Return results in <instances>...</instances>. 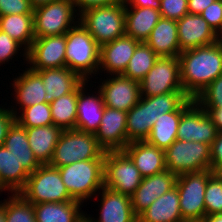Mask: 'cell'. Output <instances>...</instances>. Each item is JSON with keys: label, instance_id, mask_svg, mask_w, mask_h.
<instances>
[{"label": "cell", "instance_id": "1", "mask_svg": "<svg viewBox=\"0 0 222 222\" xmlns=\"http://www.w3.org/2000/svg\"><path fill=\"white\" fill-rule=\"evenodd\" d=\"M178 58L183 91L195 99L222 74V38L214 44L183 51Z\"/></svg>", "mask_w": 222, "mask_h": 222}, {"label": "cell", "instance_id": "2", "mask_svg": "<svg viewBox=\"0 0 222 222\" xmlns=\"http://www.w3.org/2000/svg\"><path fill=\"white\" fill-rule=\"evenodd\" d=\"M188 98L189 96L184 91L140 97L139 102L127 112L128 143L145 141L157 119L162 114L176 111Z\"/></svg>", "mask_w": 222, "mask_h": 222}, {"label": "cell", "instance_id": "3", "mask_svg": "<svg viewBox=\"0 0 222 222\" xmlns=\"http://www.w3.org/2000/svg\"><path fill=\"white\" fill-rule=\"evenodd\" d=\"M58 170L71 198L82 204L104 187V159L78 161Z\"/></svg>", "mask_w": 222, "mask_h": 222}, {"label": "cell", "instance_id": "4", "mask_svg": "<svg viewBox=\"0 0 222 222\" xmlns=\"http://www.w3.org/2000/svg\"><path fill=\"white\" fill-rule=\"evenodd\" d=\"M65 57L66 67L84 80L98 76L100 45L80 22L66 33Z\"/></svg>", "mask_w": 222, "mask_h": 222}, {"label": "cell", "instance_id": "5", "mask_svg": "<svg viewBox=\"0 0 222 222\" xmlns=\"http://www.w3.org/2000/svg\"><path fill=\"white\" fill-rule=\"evenodd\" d=\"M105 153L94 133L63 130L49 165L58 168L83 160L104 159Z\"/></svg>", "mask_w": 222, "mask_h": 222}, {"label": "cell", "instance_id": "6", "mask_svg": "<svg viewBox=\"0 0 222 222\" xmlns=\"http://www.w3.org/2000/svg\"><path fill=\"white\" fill-rule=\"evenodd\" d=\"M79 22L100 46L114 41L125 35V1L85 10Z\"/></svg>", "mask_w": 222, "mask_h": 222}, {"label": "cell", "instance_id": "7", "mask_svg": "<svg viewBox=\"0 0 222 222\" xmlns=\"http://www.w3.org/2000/svg\"><path fill=\"white\" fill-rule=\"evenodd\" d=\"M18 193L32 204L75 201L65 187L58 168L49 164L40 165L30 173Z\"/></svg>", "mask_w": 222, "mask_h": 222}, {"label": "cell", "instance_id": "8", "mask_svg": "<svg viewBox=\"0 0 222 222\" xmlns=\"http://www.w3.org/2000/svg\"><path fill=\"white\" fill-rule=\"evenodd\" d=\"M78 22L79 15L73 0L51 2L33 11L35 38L64 35Z\"/></svg>", "mask_w": 222, "mask_h": 222}, {"label": "cell", "instance_id": "9", "mask_svg": "<svg viewBox=\"0 0 222 222\" xmlns=\"http://www.w3.org/2000/svg\"><path fill=\"white\" fill-rule=\"evenodd\" d=\"M166 169L176 176L211 170V146L207 143L176 139L165 150Z\"/></svg>", "mask_w": 222, "mask_h": 222}, {"label": "cell", "instance_id": "10", "mask_svg": "<svg viewBox=\"0 0 222 222\" xmlns=\"http://www.w3.org/2000/svg\"><path fill=\"white\" fill-rule=\"evenodd\" d=\"M142 179L140 171L124 151L104 154V187L131 196Z\"/></svg>", "mask_w": 222, "mask_h": 222}, {"label": "cell", "instance_id": "11", "mask_svg": "<svg viewBox=\"0 0 222 222\" xmlns=\"http://www.w3.org/2000/svg\"><path fill=\"white\" fill-rule=\"evenodd\" d=\"M212 174L211 170H203L177 176L175 185L183 221L201 220L205 216V190Z\"/></svg>", "mask_w": 222, "mask_h": 222}, {"label": "cell", "instance_id": "12", "mask_svg": "<svg viewBox=\"0 0 222 222\" xmlns=\"http://www.w3.org/2000/svg\"><path fill=\"white\" fill-rule=\"evenodd\" d=\"M139 84L141 97L183 91L178 56L158 57Z\"/></svg>", "mask_w": 222, "mask_h": 222}, {"label": "cell", "instance_id": "13", "mask_svg": "<svg viewBox=\"0 0 222 222\" xmlns=\"http://www.w3.org/2000/svg\"><path fill=\"white\" fill-rule=\"evenodd\" d=\"M106 78V79H105ZM100 78L97 89L102 94L104 105L128 112L140 100V84L122 74ZM105 79V80H104Z\"/></svg>", "mask_w": 222, "mask_h": 222}, {"label": "cell", "instance_id": "14", "mask_svg": "<svg viewBox=\"0 0 222 222\" xmlns=\"http://www.w3.org/2000/svg\"><path fill=\"white\" fill-rule=\"evenodd\" d=\"M218 134L207 112L194 100L183 112L177 129V139L212 145Z\"/></svg>", "mask_w": 222, "mask_h": 222}, {"label": "cell", "instance_id": "15", "mask_svg": "<svg viewBox=\"0 0 222 222\" xmlns=\"http://www.w3.org/2000/svg\"><path fill=\"white\" fill-rule=\"evenodd\" d=\"M66 34L35 38L27 50V62L31 70L66 67Z\"/></svg>", "mask_w": 222, "mask_h": 222}, {"label": "cell", "instance_id": "16", "mask_svg": "<svg viewBox=\"0 0 222 222\" xmlns=\"http://www.w3.org/2000/svg\"><path fill=\"white\" fill-rule=\"evenodd\" d=\"M98 195L101 197L97 199L100 202L98 207H101L97 214L98 218H94L86 212L85 222H138L129 195L117 193L106 187H103L95 198Z\"/></svg>", "mask_w": 222, "mask_h": 222}, {"label": "cell", "instance_id": "17", "mask_svg": "<svg viewBox=\"0 0 222 222\" xmlns=\"http://www.w3.org/2000/svg\"><path fill=\"white\" fill-rule=\"evenodd\" d=\"M139 43L138 40L124 35L101 45L98 74L106 73L104 77L123 74Z\"/></svg>", "mask_w": 222, "mask_h": 222}, {"label": "cell", "instance_id": "18", "mask_svg": "<svg viewBox=\"0 0 222 222\" xmlns=\"http://www.w3.org/2000/svg\"><path fill=\"white\" fill-rule=\"evenodd\" d=\"M176 22L180 53L199 46L214 44L221 39L199 14L188 13Z\"/></svg>", "mask_w": 222, "mask_h": 222}, {"label": "cell", "instance_id": "19", "mask_svg": "<svg viewBox=\"0 0 222 222\" xmlns=\"http://www.w3.org/2000/svg\"><path fill=\"white\" fill-rule=\"evenodd\" d=\"M126 118L127 112L105 106L95 137L106 152L123 151L129 144L127 141Z\"/></svg>", "mask_w": 222, "mask_h": 222}, {"label": "cell", "instance_id": "20", "mask_svg": "<svg viewBox=\"0 0 222 222\" xmlns=\"http://www.w3.org/2000/svg\"><path fill=\"white\" fill-rule=\"evenodd\" d=\"M26 67L25 70H22V73H18L19 75L13 78L10 84L12 85V90L14 89V92L10 94L14 96L13 100L15 101L13 103L18 105H11V107L8 105L7 107H9L14 116L18 115L19 110L21 111L23 108L46 103V91L41 77L35 71L29 69L27 65Z\"/></svg>", "mask_w": 222, "mask_h": 222}, {"label": "cell", "instance_id": "21", "mask_svg": "<svg viewBox=\"0 0 222 222\" xmlns=\"http://www.w3.org/2000/svg\"><path fill=\"white\" fill-rule=\"evenodd\" d=\"M89 82L85 80L79 86L76 129L95 134L99 129L105 105L99 89H96L97 92L92 91V89L90 90ZM87 91H91L92 93Z\"/></svg>", "mask_w": 222, "mask_h": 222}, {"label": "cell", "instance_id": "22", "mask_svg": "<svg viewBox=\"0 0 222 222\" xmlns=\"http://www.w3.org/2000/svg\"><path fill=\"white\" fill-rule=\"evenodd\" d=\"M177 176L170 170L148 176L142 179L131 197V204L135 215L138 217L157 198L172 189L176 184Z\"/></svg>", "mask_w": 222, "mask_h": 222}, {"label": "cell", "instance_id": "23", "mask_svg": "<svg viewBox=\"0 0 222 222\" xmlns=\"http://www.w3.org/2000/svg\"><path fill=\"white\" fill-rule=\"evenodd\" d=\"M42 79L45 87V102L51 103L62 95L74 92L85 80L68 67L33 70Z\"/></svg>", "mask_w": 222, "mask_h": 222}, {"label": "cell", "instance_id": "24", "mask_svg": "<svg viewBox=\"0 0 222 222\" xmlns=\"http://www.w3.org/2000/svg\"><path fill=\"white\" fill-rule=\"evenodd\" d=\"M143 178L166 170L165 151L145 141L130 142L123 150Z\"/></svg>", "mask_w": 222, "mask_h": 222}, {"label": "cell", "instance_id": "25", "mask_svg": "<svg viewBox=\"0 0 222 222\" xmlns=\"http://www.w3.org/2000/svg\"><path fill=\"white\" fill-rule=\"evenodd\" d=\"M160 18L158 7L125 6V35L145 42Z\"/></svg>", "mask_w": 222, "mask_h": 222}, {"label": "cell", "instance_id": "26", "mask_svg": "<svg viewBox=\"0 0 222 222\" xmlns=\"http://www.w3.org/2000/svg\"><path fill=\"white\" fill-rule=\"evenodd\" d=\"M179 201L180 197L175 185L142 212L138 216V222H184Z\"/></svg>", "mask_w": 222, "mask_h": 222}, {"label": "cell", "instance_id": "27", "mask_svg": "<svg viewBox=\"0 0 222 222\" xmlns=\"http://www.w3.org/2000/svg\"><path fill=\"white\" fill-rule=\"evenodd\" d=\"M82 205L78 201L34 204L36 222H85Z\"/></svg>", "mask_w": 222, "mask_h": 222}, {"label": "cell", "instance_id": "28", "mask_svg": "<svg viewBox=\"0 0 222 222\" xmlns=\"http://www.w3.org/2000/svg\"><path fill=\"white\" fill-rule=\"evenodd\" d=\"M194 101L188 98L176 111L162 114L154 123L146 141L155 147L166 150L176 139L182 112Z\"/></svg>", "mask_w": 222, "mask_h": 222}, {"label": "cell", "instance_id": "29", "mask_svg": "<svg viewBox=\"0 0 222 222\" xmlns=\"http://www.w3.org/2000/svg\"><path fill=\"white\" fill-rule=\"evenodd\" d=\"M145 42L159 57L179 56L177 22L161 17Z\"/></svg>", "mask_w": 222, "mask_h": 222}, {"label": "cell", "instance_id": "30", "mask_svg": "<svg viewBox=\"0 0 222 222\" xmlns=\"http://www.w3.org/2000/svg\"><path fill=\"white\" fill-rule=\"evenodd\" d=\"M62 129L55 125L26 128L30 149L41 164H49Z\"/></svg>", "mask_w": 222, "mask_h": 222}, {"label": "cell", "instance_id": "31", "mask_svg": "<svg viewBox=\"0 0 222 222\" xmlns=\"http://www.w3.org/2000/svg\"><path fill=\"white\" fill-rule=\"evenodd\" d=\"M28 177L29 173L18 158L4 145L0 146V182L7 193H18Z\"/></svg>", "mask_w": 222, "mask_h": 222}, {"label": "cell", "instance_id": "32", "mask_svg": "<svg viewBox=\"0 0 222 222\" xmlns=\"http://www.w3.org/2000/svg\"><path fill=\"white\" fill-rule=\"evenodd\" d=\"M18 160L24 169L30 174L41 164L36 160L34 152L30 149L26 128L14 121L8 129L3 144Z\"/></svg>", "mask_w": 222, "mask_h": 222}, {"label": "cell", "instance_id": "33", "mask_svg": "<svg viewBox=\"0 0 222 222\" xmlns=\"http://www.w3.org/2000/svg\"><path fill=\"white\" fill-rule=\"evenodd\" d=\"M0 30L21 44L27 51L35 39L33 14L0 16Z\"/></svg>", "mask_w": 222, "mask_h": 222}, {"label": "cell", "instance_id": "34", "mask_svg": "<svg viewBox=\"0 0 222 222\" xmlns=\"http://www.w3.org/2000/svg\"><path fill=\"white\" fill-rule=\"evenodd\" d=\"M79 87L50 103L53 125L62 130L76 129Z\"/></svg>", "mask_w": 222, "mask_h": 222}, {"label": "cell", "instance_id": "35", "mask_svg": "<svg viewBox=\"0 0 222 222\" xmlns=\"http://www.w3.org/2000/svg\"><path fill=\"white\" fill-rule=\"evenodd\" d=\"M158 57L146 42H140L122 75L140 82L153 67Z\"/></svg>", "mask_w": 222, "mask_h": 222}, {"label": "cell", "instance_id": "36", "mask_svg": "<svg viewBox=\"0 0 222 222\" xmlns=\"http://www.w3.org/2000/svg\"><path fill=\"white\" fill-rule=\"evenodd\" d=\"M5 199L6 222H36L34 204L25 200L19 193L8 194Z\"/></svg>", "mask_w": 222, "mask_h": 222}, {"label": "cell", "instance_id": "37", "mask_svg": "<svg viewBox=\"0 0 222 222\" xmlns=\"http://www.w3.org/2000/svg\"><path fill=\"white\" fill-rule=\"evenodd\" d=\"M18 114L19 115L15 116V121L25 128L49 126L53 124L49 103L28 106L19 111Z\"/></svg>", "mask_w": 222, "mask_h": 222}, {"label": "cell", "instance_id": "38", "mask_svg": "<svg viewBox=\"0 0 222 222\" xmlns=\"http://www.w3.org/2000/svg\"><path fill=\"white\" fill-rule=\"evenodd\" d=\"M205 215L222 214V173H213L205 190Z\"/></svg>", "mask_w": 222, "mask_h": 222}, {"label": "cell", "instance_id": "39", "mask_svg": "<svg viewBox=\"0 0 222 222\" xmlns=\"http://www.w3.org/2000/svg\"><path fill=\"white\" fill-rule=\"evenodd\" d=\"M202 108H217L222 106V74L211 82L194 99Z\"/></svg>", "mask_w": 222, "mask_h": 222}, {"label": "cell", "instance_id": "40", "mask_svg": "<svg viewBox=\"0 0 222 222\" xmlns=\"http://www.w3.org/2000/svg\"><path fill=\"white\" fill-rule=\"evenodd\" d=\"M21 50V52H19ZM19 52V53H18ZM22 53V54H21ZM17 54H21L24 62H27V51L26 49L11 38L8 34L0 30V66L2 64H7L13 58L15 59Z\"/></svg>", "mask_w": 222, "mask_h": 222}, {"label": "cell", "instance_id": "41", "mask_svg": "<svg viewBox=\"0 0 222 222\" xmlns=\"http://www.w3.org/2000/svg\"><path fill=\"white\" fill-rule=\"evenodd\" d=\"M188 0H159L158 8L163 18L178 21L188 14Z\"/></svg>", "mask_w": 222, "mask_h": 222}, {"label": "cell", "instance_id": "42", "mask_svg": "<svg viewBox=\"0 0 222 222\" xmlns=\"http://www.w3.org/2000/svg\"><path fill=\"white\" fill-rule=\"evenodd\" d=\"M200 15L222 38V0H215Z\"/></svg>", "mask_w": 222, "mask_h": 222}, {"label": "cell", "instance_id": "43", "mask_svg": "<svg viewBox=\"0 0 222 222\" xmlns=\"http://www.w3.org/2000/svg\"><path fill=\"white\" fill-rule=\"evenodd\" d=\"M29 0H0V16L10 14H33Z\"/></svg>", "mask_w": 222, "mask_h": 222}, {"label": "cell", "instance_id": "44", "mask_svg": "<svg viewBox=\"0 0 222 222\" xmlns=\"http://www.w3.org/2000/svg\"><path fill=\"white\" fill-rule=\"evenodd\" d=\"M211 171L222 173V132H218L211 145Z\"/></svg>", "mask_w": 222, "mask_h": 222}, {"label": "cell", "instance_id": "45", "mask_svg": "<svg viewBox=\"0 0 222 222\" xmlns=\"http://www.w3.org/2000/svg\"><path fill=\"white\" fill-rule=\"evenodd\" d=\"M3 106L2 104L0 105V146L4 144L8 129L15 121L14 114L10 111L9 108L6 109L5 105Z\"/></svg>", "mask_w": 222, "mask_h": 222}, {"label": "cell", "instance_id": "46", "mask_svg": "<svg viewBox=\"0 0 222 222\" xmlns=\"http://www.w3.org/2000/svg\"><path fill=\"white\" fill-rule=\"evenodd\" d=\"M123 0H73L78 15L85 10L122 2Z\"/></svg>", "mask_w": 222, "mask_h": 222}, {"label": "cell", "instance_id": "47", "mask_svg": "<svg viewBox=\"0 0 222 222\" xmlns=\"http://www.w3.org/2000/svg\"><path fill=\"white\" fill-rule=\"evenodd\" d=\"M215 0H188V13L201 14Z\"/></svg>", "mask_w": 222, "mask_h": 222}, {"label": "cell", "instance_id": "48", "mask_svg": "<svg viewBox=\"0 0 222 222\" xmlns=\"http://www.w3.org/2000/svg\"><path fill=\"white\" fill-rule=\"evenodd\" d=\"M212 122L216 125L217 131L222 132V106L217 108H203Z\"/></svg>", "mask_w": 222, "mask_h": 222}, {"label": "cell", "instance_id": "49", "mask_svg": "<svg viewBox=\"0 0 222 222\" xmlns=\"http://www.w3.org/2000/svg\"><path fill=\"white\" fill-rule=\"evenodd\" d=\"M125 6H136V7H158L159 0H124Z\"/></svg>", "mask_w": 222, "mask_h": 222}, {"label": "cell", "instance_id": "50", "mask_svg": "<svg viewBox=\"0 0 222 222\" xmlns=\"http://www.w3.org/2000/svg\"><path fill=\"white\" fill-rule=\"evenodd\" d=\"M201 220L203 222H222V214L205 215Z\"/></svg>", "mask_w": 222, "mask_h": 222}, {"label": "cell", "instance_id": "51", "mask_svg": "<svg viewBox=\"0 0 222 222\" xmlns=\"http://www.w3.org/2000/svg\"><path fill=\"white\" fill-rule=\"evenodd\" d=\"M29 1L31 3V6L33 8H36V7H39V6H42V5L51 3V2H56V1H59V0H29Z\"/></svg>", "mask_w": 222, "mask_h": 222}, {"label": "cell", "instance_id": "52", "mask_svg": "<svg viewBox=\"0 0 222 222\" xmlns=\"http://www.w3.org/2000/svg\"><path fill=\"white\" fill-rule=\"evenodd\" d=\"M0 222H6L5 218V199L0 200Z\"/></svg>", "mask_w": 222, "mask_h": 222}, {"label": "cell", "instance_id": "53", "mask_svg": "<svg viewBox=\"0 0 222 222\" xmlns=\"http://www.w3.org/2000/svg\"><path fill=\"white\" fill-rule=\"evenodd\" d=\"M184 222H203L202 220H187V221H184Z\"/></svg>", "mask_w": 222, "mask_h": 222}, {"label": "cell", "instance_id": "54", "mask_svg": "<svg viewBox=\"0 0 222 222\" xmlns=\"http://www.w3.org/2000/svg\"><path fill=\"white\" fill-rule=\"evenodd\" d=\"M6 192V190L1 186V182H0V195H1V192Z\"/></svg>", "mask_w": 222, "mask_h": 222}]
</instances>
